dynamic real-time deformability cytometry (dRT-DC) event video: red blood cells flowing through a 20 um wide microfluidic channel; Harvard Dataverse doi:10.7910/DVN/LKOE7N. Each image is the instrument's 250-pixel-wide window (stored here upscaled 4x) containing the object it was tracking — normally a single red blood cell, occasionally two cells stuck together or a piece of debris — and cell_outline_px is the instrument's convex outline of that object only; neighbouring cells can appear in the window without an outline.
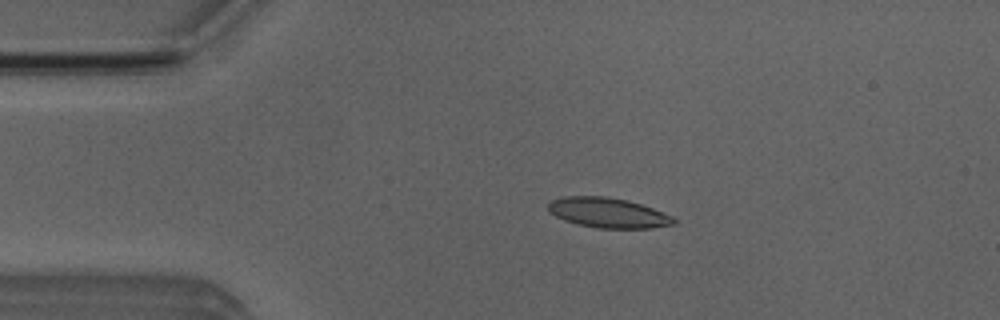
{"species": "Egyptian fruit bat (a non-hibernating species)", "species_latin": "Rousettus aegyptiacus", "temperature_condition": "room temperature", "stored_images_in_passage": 52, "camera_frame_rate_fps": 3000, "um_per_image_px": 0.085, "animal": {"sex": "male"}, "frame": {"image": 1, "passage_image": 10, "time_ms": 3.0, "image_size_px": [1000, 320], "cell_outline_px": [[676, 224], [652, 228], [596, 228], [564, 220], [548, 212], [548, 204], [552, 200], [564, 196], [604, 196], [628, 200], [652, 208], [672, 216], [676, 220]], "centroid_in_image_um": [51.68, 18.08], "position_along_channel_um": 33.3, "area_um2": 21.91}}
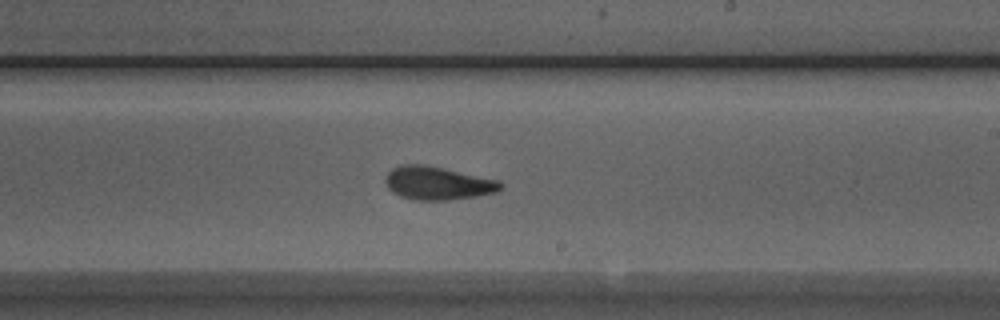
{"frame": {"image": 2, "passage_image": 30, "time_ms": 9.667, "image_size_px": [1000, 320], "cell_outline_px": [[504, 188], [496, 192], [476, 196], [448, 200], [416, 200], [400, 196], [392, 192], [388, 188], [384, 180], [388, 172], [392, 168], [404, 164], [416, 164], [440, 168], [500, 180], [504, 184]], "centroid_in_image_um": [37.21, 15.58], "position_along_channel_um": 251.8, "area_um2": 22.14}}
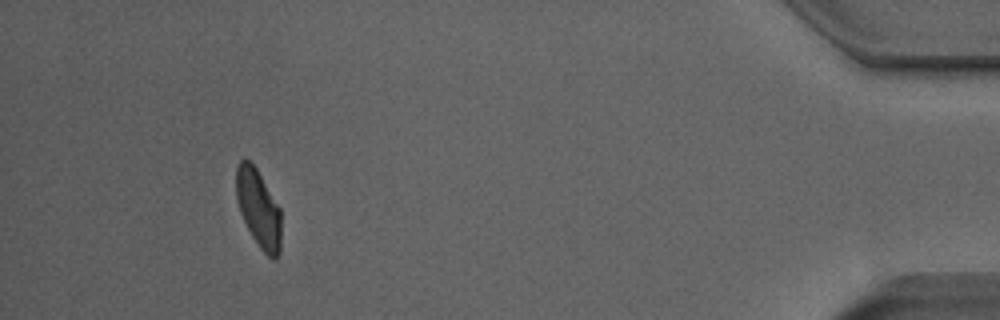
{"frame": {"image": 3, "passage_image": 48, "time_ms": 15.667, "image_size_px": [1000, 320], "cell_outline_px": [[280, 252], [276, 260], [272, 260], [260, 248], [252, 236], [240, 212], [236, 196], [236, 164], [240, 160], [248, 160], [256, 168], [280, 208]], "centroid_in_image_um": [21.97, 17.73], "position_along_channel_um": 413.2, "area_um2": 20.23}, "authors_computed_cell_mechanics": {"area_um2": 21.7039, "velocity_mm_per_s": 3.861, "shape_relaxation_time_tau1_ms": 4.1933, "shape_relaxation_time_tau2_ms": 1.7783, "deformation_change_tau1": 0.1337, "deformation_change_tau2": 0.093}}